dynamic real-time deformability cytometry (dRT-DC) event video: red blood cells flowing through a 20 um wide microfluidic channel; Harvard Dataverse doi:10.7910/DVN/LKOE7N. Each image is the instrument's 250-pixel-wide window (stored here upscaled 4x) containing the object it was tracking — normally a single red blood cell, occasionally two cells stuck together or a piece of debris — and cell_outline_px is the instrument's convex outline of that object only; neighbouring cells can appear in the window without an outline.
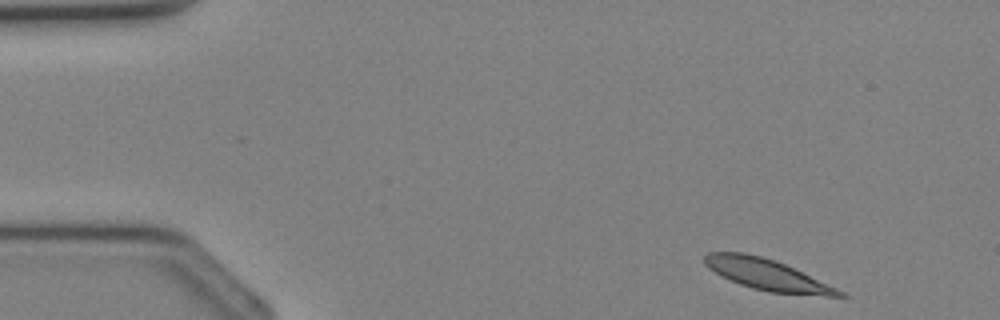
{"species": "Egyptian fruit bat (a non-hibernating species)", "species_latin": "Rousettus aegyptiacus", "temperature_condition": "cold", "stored_images_in_passage": 34, "camera_frame_rate_fps": 3000, "um_per_image_px": 0.085, "animal": {"sex": "female"}, "frame": {"image": 1, "passage_image": 1, "time_ms": 0.0, "image_size_px": [1000, 320], "cell_outline_px": [[848, 296], [828, 296], [768, 292], [752, 288], [740, 284], [708, 268], [704, 264], [704, 256], [708, 252], [744, 252], [760, 256], [784, 264], [836, 288], [844, 292]], "centroid_in_image_um": [65.17, 23.34], "position_along_channel_um": 19.8, "area_um2": 23.76}}
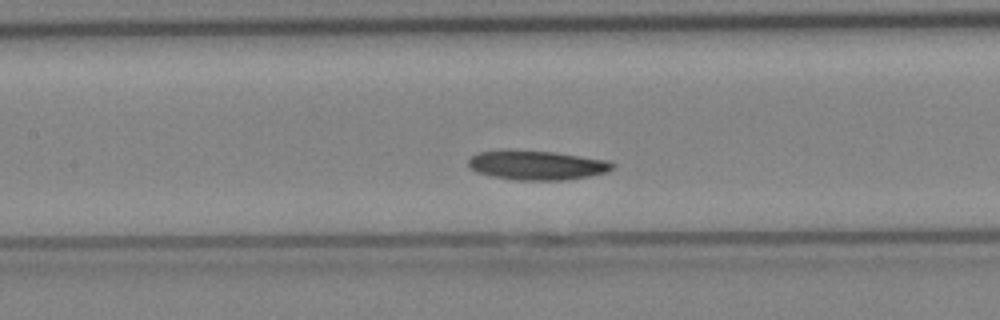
{"frame": {"image": 2, "passage_image": 14, "time_ms": 4.333, "image_size_px": [1000, 320], "cell_outline_px": [[616, 164], [608, 172], [568, 180], [516, 180], [492, 176], [476, 172], [468, 164], [468, 160], [476, 152], [504, 148], [552, 152], [608, 160]], "centroid_in_image_um": [45.59, 14.02], "position_along_channel_um": 161.8, "area_um2": 25.03}}
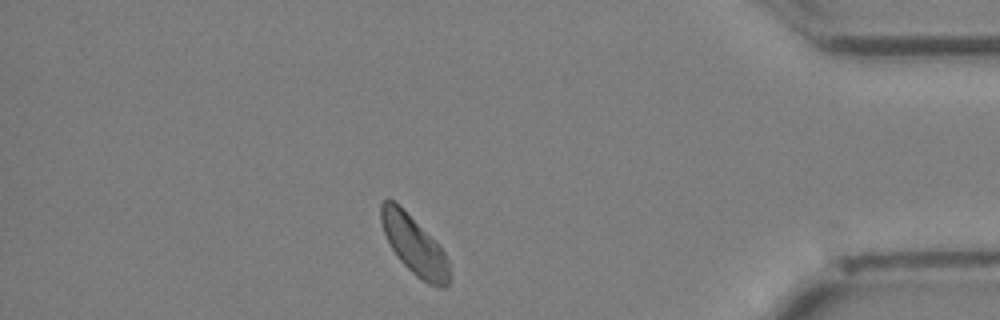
{"frame": {"image": 3, "passage_image": 29, "time_ms": 9.333, "image_size_px": [1000, 320], "cell_outline_px": [[448, 284], [444, 288], [440, 288], [428, 284], [416, 276], [400, 260], [392, 248], [384, 232], [380, 220], [380, 204], [388, 196], [440, 244], [448, 260]], "centroid_in_image_um": [35.2, 20.84], "position_along_channel_um": 400.0, "area_um2": 22.95}}